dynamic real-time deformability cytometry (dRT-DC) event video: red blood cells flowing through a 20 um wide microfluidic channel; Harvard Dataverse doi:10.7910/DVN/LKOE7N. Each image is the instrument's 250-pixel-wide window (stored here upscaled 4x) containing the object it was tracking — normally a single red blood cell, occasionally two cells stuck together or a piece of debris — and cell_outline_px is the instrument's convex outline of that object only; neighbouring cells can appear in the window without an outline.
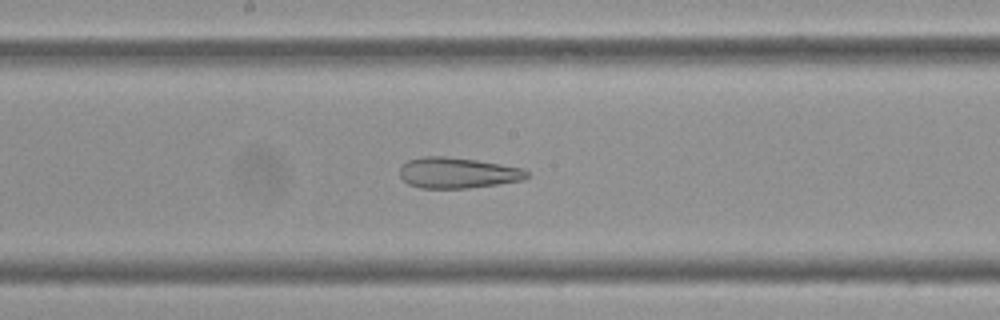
{"species": "Egyptian fruit bat (a non-hibernating species)", "species_latin": "Rousettus aegyptiacus", "temperature_condition": "cold", "stored_images_in_passage": 59, "camera_frame_rate_fps": 3000, "um_per_image_px": 0.085, "frame": {"image": 1, "passage_image": 31, "time_ms": 10.0, "image_size_px": [1000, 320], "cell_outline_px": [[528, 176], [524, 180], [468, 188], [420, 188], [408, 184], [400, 176], [400, 164], [408, 160], [424, 156], [444, 156], [476, 160], [524, 168], [528, 172]], "centroid_in_image_um": [38.87, 14.69], "position_along_channel_um": 209.3, "area_um2": 22.83}}
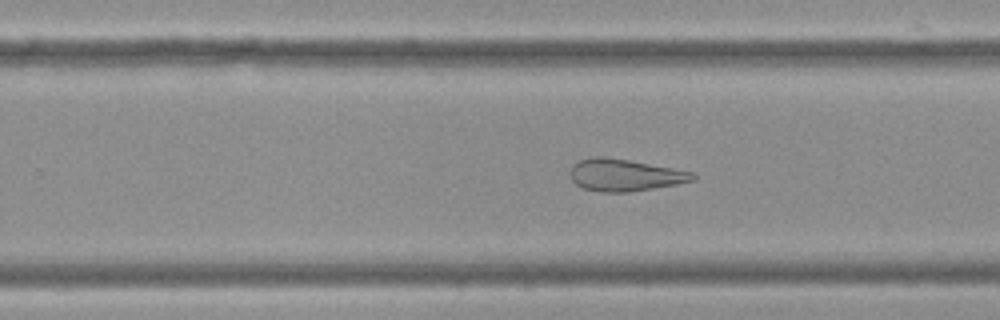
{"frame": {"image": 2, "passage_image": 37, "time_ms": 12.0, "image_size_px": [1000, 320], "cell_outline_px": [[696, 176], [692, 180], [676, 184], [628, 192], [600, 192], [584, 188], [576, 184], [572, 180], [568, 172], [572, 164], [580, 160], [596, 156], [604, 156], [628, 160], [696, 172]], "centroid_in_image_um": [53.07, 14.87], "position_along_channel_um": 276.7, "area_um2": 22.83}}
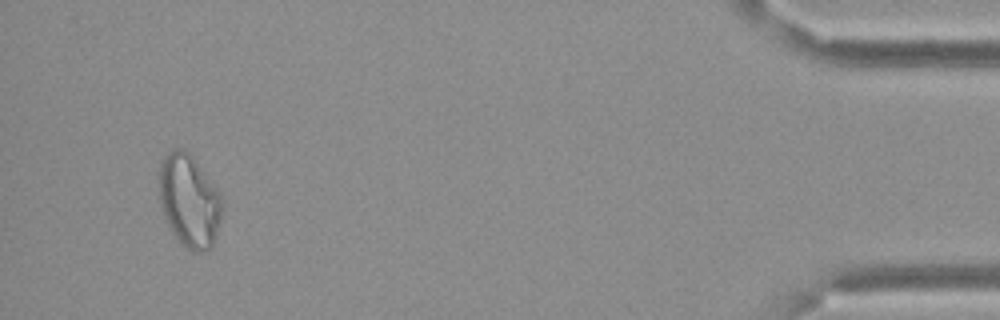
{"frame": {"image": 3, "passage_image": 56, "time_ms": 18.333, "image_size_px": [1000, 320], "cell_outline_px": [[224, 200], [216, 240], [212, 248], [200, 252], [192, 252], [172, 232], [164, 216], [160, 204], [160, 164], [168, 152], [176, 148], [184, 148], [192, 156], [220, 192]], "centroid_in_image_um": [16.12, 17.08], "position_along_channel_um": 419.1, "area_um2": 33.99}}